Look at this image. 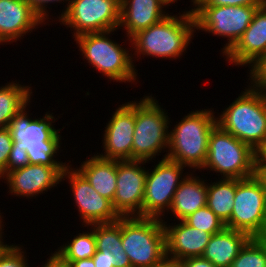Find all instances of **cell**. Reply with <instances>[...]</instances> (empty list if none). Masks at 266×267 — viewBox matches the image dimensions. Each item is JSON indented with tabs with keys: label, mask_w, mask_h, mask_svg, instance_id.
Wrapping results in <instances>:
<instances>
[{
	"label": "cell",
	"mask_w": 266,
	"mask_h": 267,
	"mask_svg": "<svg viewBox=\"0 0 266 267\" xmlns=\"http://www.w3.org/2000/svg\"><path fill=\"white\" fill-rule=\"evenodd\" d=\"M211 111H191L176 124L169 132V149L164 157L200 170L207 157L209 135L217 125V118Z\"/></svg>",
	"instance_id": "6da1fadb"
},
{
	"label": "cell",
	"mask_w": 266,
	"mask_h": 267,
	"mask_svg": "<svg viewBox=\"0 0 266 267\" xmlns=\"http://www.w3.org/2000/svg\"><path fill=\"white\" fill-rule=\"evenodd\" d=\"M194 31L195 20L190 10L178 17L167 15L159 23L139 31L128 40H131L136 55L175 59L186 50Z\"/></svg>",
	"instance_id": "7a4b0ae2"
},
{
	"label": "cell",
	"mask_w": 266,
	"mask_h": 267,
	"mask_svg": "<svg viewBox=\"0 0 266 267\" xmlns=\"http://www.w3.org/2000/svg\"><path fill=\"white\" fill-rule=\"evenodd\" d=\"M121 239L132 267H159L167 261L162 218L121 216Z\"/></svg>",
	"instance_id": "3957f363"
},
{
	"label": "cell",
	"mask_w": 266,
	"mask_h": 267,
	"mask_svg": "<svg viewBox=\"0 0 266 267\" xmlns=\"http://www.w3.org/2000/svg\"><path fill=\"white\" fill-rule=\"evenodd\" d=\"M222 113L217 124L254 151L266 141V93L249 86Z\"/></svg>",
	"instance_id": "277c9868"
},
{
	"label": "cell",
	"mask_w": 266,
	"mask_h": 267,
	"mask_svg": "<svg viewBox=\"0 0 266 267\" xmlns=\"http://www.w3.org/2000/svg\"><path fill=\"white\" fill-rule=\"evenodd\" d=\"M27 114L24 107L11 120L8 128L13 141L27 151L29 164L66 168L68 164L54 159L59 151L61 140L59 130L54 129L51 124L56 120L54 116L47 112L43 118L32 120Z\"/></svg>",
	"instance_id": "5b68a950"
},
{
	"label": "cell",
	"mask_w": 266,
	"mask_h": 267,
	"mask_svg": "<svg viewBox=\"0 0 266 267\" xmlns=\"http://www.w3.org/2000/svg\"><path fill=\"white\" fill-rule=\"evenodd\" d=\"M203 168L220 172L224 179L248 178L256 174V153L248 144L217 124L209 135Z\"/></svg>",
	"instance_id": "8992f818"
},
{
	"label": "cell",
	"mask_w": 266,
	"mask_h": 267,
	"mask_svg": "<svg viewBox=\"0 0 266 267\" xmlns=\"http://www.w3.org/2000/svg\"><path fill=\"white\" fill-rule=\"evenodd\" d=\"M114 30L86 33L74 40L88 63L109 79L119 82H134L137 70L127 49L108 39ZM107 35V36H106Z\"/></svg>",
	"instance_id": "52a82bcc"
},
{
	"label": "cell",
	"mask_w": 266,
	"mask_h": 267,
	"mask_svg": "<svg viewBox=\"0 0 266 267\" xmlns=\"http://www.w3.org/2000/svg\"><path fill=\"white\" fill-rule=\"evenodd\" d=\"M152 96L135 102L133 160L149 161L168 148L169 118Z\"/></svg>",
	"instance_id": "ba28073f"
},
{
	"label": "cell",
	"mask_w": 266,
	"mask_h": 267,
	"mask_svg": "<svg viewBox=\"0 0 266 267\" xmlns=\"http://www.w3.org/2000/svg\"><path fill=\"white\" fill-rule=\"evenodd\" d=\"M266 224V188L255 174L236 179L234 206L225 227L256 238Z\"/></svg>",
	"instance_id": "9c48e42d"
},
{
	"label": "cell",
	"mask_w": 266,
	"mask_h": 267,
	"mask_svg": "<svg viewBox=\"0 0 266 267\" xmlns=\"http://www.w3.org/2000/svg\"><path fill=\"white\" fill-rule=\"evenodd\" d=\"M260 6H195L192 13L195 29L203 30L229 40L223 48L228 52L252 22Z\"/></svg>",
	"instance_id": "30bf717a"
},
{
	"label": "cell",
	"mask_w": 266,
	"mask_h": 267,
	"mask_svg": "<svg viewBox=\"0 0 266 267\" xmlns=\"http://www.w3.org/2000/svg\"><path fill=\"white\" fill-rule=\"evenodd\" d=\"M120 9V0H71L59 21L73 28L76 38L86 33L118 29Z\"/></svg>",
	"instance_id": "8fae6325"
},
{
	"label": "cell",
	"mask_w": 266,
	"mask_h": 267,
	"mask_svg": "<svg viewBox=\"0 0 266 267\" xmlns=\"http://www.w3.org/2000/svg\"><path fill=\"white\" fill-rule=\"evenodd\" d=\"M185 167L164 157L151 172L147 170L142 217L161 219L165 210L169 212L174 194L186 177L181 176Z\"/></svg>",
	"instance_id": "7c38bea8"
},
{
	"label": "cell",
	"mask_w": 266,
	"mask_h": 267,
	"mask_svg": "<svg viewBox=\"0 0 266 267\" xmlns=\"http://www.w3.org/2000/svg\"><path fill=\"white\" fill-rule=\"evenodd\" d=\"M143 160H117V188L112 206L119 216H141L147 171ZM140 165V166H139Z\"/></svg>",
	"instance_id": "4fadbf2b"
},
{
	"label": "cell",
	"mask_w": 266,
	"mask_h": 267,
	"mask_svg": "<svg viewBox=\"0 0 266 267\" xmlns=\"http://www.w3.org/2000/svg\"><path fill=\"white\" fill-rule=\"evenodd\" d=\"M64 177L70 179L74 200L85 226L114 222L120 218L111 201L98 194L77 169L67 166L62 172L61 179Z\"/></svg>",
	"instance_id": "5bb4252c"
},
{
	"label": "cell",
	"mask_w": 266,
	"mask_h": 267,
	"mask_svg": "<svg viewBox=\"0 0 266 267\" xmlns=\"http://www.w3.org/2000/svg\"><path fill=\"white\" fill-rule=\"evenodd\" d=\"M135 129V101L127 102L116 109L105 127L104 155L111 160H133V135Z\"/></svg>",
	"instance_id": "9a60e30c"
},
{
	"label": "cell",
	"mask_w": 266,
	"mask_h": 267,
	"mask_svg": "<svg viewBox=\"0 0 266 267\" xmlns=\"http://www.w3.org/2000/svg\"><path fill=\"white\" fill-rule=\"evenodd\" d=\"M62 167L42 164H28L8 172L4 177L9 185V193L23 197H33L48 191L62 181Z\"/></svg>",
	"instance_id": "2e32d148"
},
{
	"label": "cell",
	"mask_w": 266,
	"mask_h": 267,
	"mask_svg": "<svg viewBox=\"0 0 266 267\" xmlns=\"http://www.w3.org/2000/svg\"><path fill=\"white\" fill-rule=\"evenodd\" d=\"M163 222L167 261L179 263L190 257H202L209 243L210 233L192 228L184 221L170 226Z\"/></svg>",
	"instance_id": "e0dca14e"
},
{
	"label": "cell",
	"mask_w": 266,
	"mask_h": 267,
	"mask_svg": "<svg viewBox=\"0 0 266 267\" xmlns=\"http://www.w3.org/2000/svg\"><path fill=\"white\" fill-rule=\"evenodd\" d=\"M263 54H266V4L257 9L250 25L224 55L230 63L244 66L252 64Z\"/></svg>",
	"instance_id": "ac0fdd59"
},
{
	"label": "cell",
	"mask_w": 266,
	"mask_h": 267,
	"mask_svg": "<svg viewBox=\"0 0 266 267\" xmlns=\"http://www.w3.org/2000/svg\"><path fill=\"white\" fill-rule=\"evenodd\" d=\"M96 240L95 267H132L121 239V216L117 221L91 224Z\"/></svg>",
	"instance_id": "d6986e66"
},
{
	"label": "cell",
	"mask_w": 266,
	"mask_h": 267,
	"mask_svg": "<svg viewBox=\"0 0 266 267\" xmlns=\"http://www.w3.org/2000/svg\"><path fill=\"white\" fill-rule=\"evenodd\" d=\"M42 23L25 0H0V43L14 42Z\"/></svg>",
	"instance_id": "ffe728a7"
},
{
	"label": "cell",
	"mask_w": 266,
	"mask_h": 267,
	"mask_svg": "<svg viewBox=\"0 0 266 267\" xmlns=\"http://www.w3.org/2000/svg\"><path fill=\"white\" fill-rule=\"evenodd\" d=\"M120 3L119 28L125 27L129 39L169 15L163 10L170 5L166 0H120Z\"/></svg>",
	"instance_id": "44dd1931"
},
{
	"label": "cell",
	"mask_w": 266,
	"mask_h": 267,
	"mask_svg": "<svg viewBox=\"0 0 266 267\" xmlns=\"http://www.w3.org/2000/svg\"><path fill=\"white\" fill-rule=\"evenodd\" d=\"M251 239L245 232L224 228L213 234L202 257L215 267H230L244 245Z\"/></svg>",
	"instance_id": "7402d4cb"
},
{
	"label": "cell",
	"mask_w": 266,
	"mask_h": 267,
	"mask_svg": "<svg viewBox=\"0 0 266 267\" xmlns=\"http://www.w3.org/2000/svg\"><path fill=\"white\" fill-rule=\"evenodd\" d=\"M94 190L111 202L115 196L117 184V160L105 159L93 155L77 169Z\"/></svg>",
	"instance_id": "603a6c76"
},
{
	"label": "cell",
	"mask_w": 266,
	"mask_h": 267,
	"mask_svg": "<svg viewBox=\"0 0 266 267\" xmlns=\"http://www.w3.org/2000/svg\"><path fill=\"white\" fill-rule=\"evenodd\" d=\"M189 175L178 186L170 206L171 212L179 221L206 206L207 202V184L198 176Z\"/></svg>",
	"instance_id": "cb8c5ba5"
},
{
	"label": "cell",
	"mask_w": 266,
	"mask_h": 267,
	"mask_svg": "<svg viewBox=\"0 0 266 267\" xmlns=\"http://www.w3.org/2000/svg\"><path fill=\"white\" fill-rule=\"evenodd\" d=\"M31 87L8 83L0 87V128L9 127L11 120L30 102Z\"/></svg>",
	"instance_id": "d4e9b609"
},
{
	"label": "cell",
	"mask_w": 266,
	"mask_h": 267,
	"mask_svg": "<svg viewBox=\"0 0 266 267\" xmlns=\"http://www.w3.org/2000/svg\"><path fill=\"white\" fill-rule=\"evenodd\" d=\"M208 185L206 206L225 224L230 219L234 206L236 179L221 178Z\"/></svg>",
	"instance_id": "484cf974"
},
{
	"label": "cell",
	"mask_w": 266,
	"mask_h": 267,
	"mask_svg": "<svg viewBox=\"0 0 266 267\" xmlns=\"http://www.w3.org/2000/svg\"><path fill=\"white\" fill-rule=\"evenodd\" d=\"M91 230L75 236L70 243L58 248L52 257L65 267H68L73 261L92 258L96 252V240L94 230Z\"/></svg>",
	"instance_id": "4316f807"
},
{
	"label": "cell",
	"mask_w": 266,
	"mask_h": 267,
	"mask_svg": "<svg viewBox=\"0 0 266 267\" xmlns=\"http://www.w3.org/2000/svg\"><path fill=\"white\" fill-rule=\"evenodd\" d=\"M230 267H266L265 247L257 238H251L240 250Z\"/></svg>",
	"instance_id": "83f0119b"
},
{
	"label": "cell",
	"mask_w": 266,
	"mask_h": 267,
	"mask_svg": "<svg viewBox=\"0 0 266 267\" xmlns=\"http://www.w3.org/2000/svg\"><path fill=\"white\" fill-rule=\"evenodd\" d=\"M192 228L201 229L211 235L221 232L225 224L212 212L208 206H204L193 212L183 220Z\"/></svg>",
	"instance_id": "f1b7e54d"
},
{
	"label": "cell",
	"mask_w": 266,
	"mask_h": 267,
	"mask_svg": "<svg viewBox=\"0 0 266 267\" xmlns=\"http://www.w3.org/2000/svg\"><path fill=\"white\" fill-rule=\"evenodd\" d=\"M0 238V267H29L20 246L3 244Z\"/></svg>",
	"instance_id": "f546056e"
},
{
	"label": "cell",
	"mask_w": 266,
	"mask_h": 267,
	"mask_svg": "<svg viewBox=\"0 0 266 267\" xmlns=\"http://www.w3.org/2000/svg\"><path fill=\"white\" fill-rule=\"evenodd\" d=\"M251 88L266 93V54L259 56L253 64H250Z\"/></svg>",
	"instance_id": "4dcf8cb0"
},
{
	"label": "cell",
	"mask_w": 266,
	"mask_h": 267,
	"mask_svg": "<svg viewBox=\"0 0 266 267\" xmlns=\"http://www.w3.org/2000/svg\"><path fill=\"white\" fill-rule=\"evenodd\" d=\"M29 164L27 151L22 149L19 143L14 142L12 150L9 153L7 166L0 172V178H3L8 172L23 168Z\"/></svg>",
	"instance_id": "1f68e13d"
},
{
	"label": "cell",
	"mask_w": 266,
	"mask_h": 267,
	"mask_svg": "<svg viewBox=\"0 0 266 267\" xmlns=\"http://www.w3.org/2000/svg\"><path fill=\"white\" fill-rule=\"evenodd\" d=\"M193 6H262L264 0H192Z\"/></svg>",
	"instance_id": "d6a6232c"
},
{
	"label": "cell",
	"mask_w": 266,
	"mask_h": 267,
	"mask_svg": "<svg viewBox=\"0 0 266 267\" xmlns=\"http://www.w3.org/2000/svg\"><path fill=\"white\" fill-rule=\"evenodd\" d=\"M13 143L10 129L8 127L0 128V172L7 166Z\"/></svg>",
	"instance_id": "836d02e7"
},
{
	"label": "cell",
	"mask_w": 266,
	"mask_h": 267,
	"mask_svg": "<svg viewBox=\"0 0 266 267\" xmlns=\"http://www.w3.org/2000/svg\"><path fill=\"white\" fill-rule=\"evenodd\" d=\"M25 1L31 6V8L43 20V22L45 21L47 16H49L47 14L48 12H46L47 9L45 8L47 6L46 5L47 3L62 2V1L64 2V0H25ZM65 1H68V4L65 10L62 11L61 16L66 12V10L68 9L69 3H70V0H65Z\"/></svg>",
	"instance_id": "e575fe53"
},
{
	"label": "cell",
	"mask_w": 266,
	"mask_h": 267,
	"mask_svg": "<svg viewBox=\"0 0 266 267\" xmlns=\"http://www.w3.org/2000/svg\"><path fill=\"white\" fill-rule=\"evenodd\" d=\"M182 267H215L203 257H190L179 262Z\"/></svg>",
	"instance_id": "d590c367"
},
{
	"label": "cell",
	"mask_w": 266,
	"mask_h": 267,
	"mask_svg": "<svg viewBox=\"0 0 266 267\" xmlns=\"http://www.w3.org/2000/svg\"><path fill=\"white\" fill-rule=\"evenodd\" d=\"M256 165H266V141L255 151Z\"/></svg>",
	"instance_id": "8d00e7d4"
},
{
	"label": "cell",
	"mask_w": 266,
	"mask_h": 267,
	"mask_svg": "<svg viewBox=\"0 0 266 267\" xmlns=\"http://www.w3.org/2000/svg\"><path fill=\"white\" fill-rule=\"evenodd\" d=\"M68 267H95L93 258L73 261Z\"/></svg>",
	"instance_id": "74e56055"
},
{
	"label": "cell",
	"mask_w": 266,
	"mask_h": 267,
	"mask_svg": "<svg viewBox=\"0 0 266 267\" xmlns=\"http://www.w3.org/2000/svg\"><path fill=\"white\" fill-rule=\"evenodd\" d=\"M256 175L262 180L266 188V165H256Z\"/></svg>",
	"instance_id": "f35d334b"
},
{
	"label": "cell",
	"mask_w": 266,
	"mask_h": 267,
	"mask_svg": "<svg viewBox=\"0 0 266 267\" xmlns=\"http://www.w3.org/2000/svg\"><path fill=\"white\" fill-rule=\"evenodd\" d=\"M256 238L266 249V224L264 225L261 233Z\"/></svg>",
	"instance_id": "ab89813d"
},
{
	"label": "cell",
	"mask_w": 266,
	"mask_h": 267,
	"mask_svg": "<svg viewBox=\"0 0 266 267\" xmlns=\"http://www.w3.org/2000/svg\"><path fill=\"white\" fill-rule=\"evenodd\" d=\"M46 262L42 267H65L59 264L52 256Z\"/></svg>",
	"instance_id": "60d3db41"
},
{
	"label": "cell",
	"mask_w": 266,
	"mask_h": 267,
	"mask_svg": "<svg viewBox=\"0 0 266 267\" xmlns=\"http://www.w3.org/2000/svg\"><path fill=\"white\" fill-rule=\"evenodd\" d=\"M159 267H182L180 263L166 261L164 264H162Z\"/></svg>",
	"instance_id": "b9f144b4"
},
{
	"label": "cell",
	"mask_w": 266,
	"mask_h": 267,
	"mask_svg": "<svg viewBox=\"0 0 266 267\" xmlns=\"http://www.w3.org/2000/svg\"><path fill=\"white\" fill-rule=\"evenodd\" d=\"M2 217H1V215H0V238L2 237V227H3V225H2V219H1Z\"/></svg>",
	"instance_id": "7bdbcfd3"
},
{
	"label": "cell",
	"mask_w": 266,
	"mask_h": 267,
	"mask_svg": "<svg viewBox=\"0 0 266 267\" xmlns=\"http://www.w3.org/2000/svg\"><path fill=\"white\" fill-rule=\"evenodd\" d=\"M169 4L176 2L177 0H166Z\"/></svg>",
	"instance_id": "ee69618b"
}]
</instances>
